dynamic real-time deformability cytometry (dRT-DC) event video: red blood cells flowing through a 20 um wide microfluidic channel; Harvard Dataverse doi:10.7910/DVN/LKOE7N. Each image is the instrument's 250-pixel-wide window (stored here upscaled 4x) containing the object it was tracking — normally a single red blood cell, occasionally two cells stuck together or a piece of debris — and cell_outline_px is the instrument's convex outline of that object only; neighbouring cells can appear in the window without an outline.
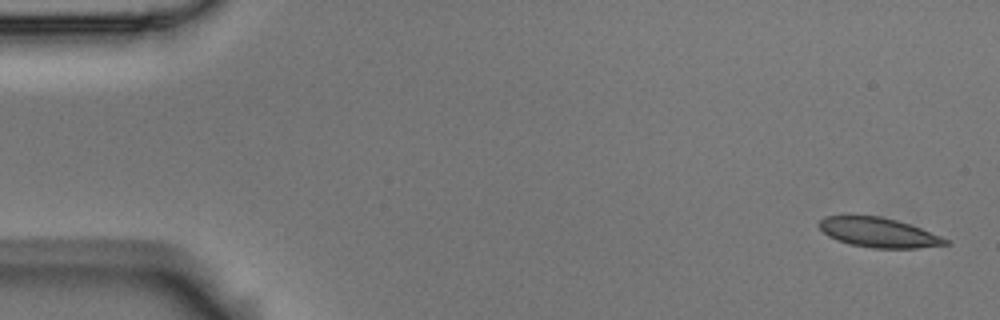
{"species": "Egyptian fruit bat (a non-hibernating species)", "species_latin": "Rousettus aegyptiacus", "temperature_condition": "room temperature", "stored_images_in_passage": 4, "camera_frame_rate_fps": 3000, "um_per_image_px": 0.085, "animal": {"sex": "male"}, "frame": {"image": 1, "passage_image": 1, "time_ms": 0.0, "image_size_px": [1000, 320], "cell_outline_px": [[952, 244], [916, 248], [872, 248], [848, 244], [836, 240], [828, 236], [816, 224], [824, 216], [880, 216], [896, 220], [920, 228], [952, 240]], "centroid_in_image_um": [74.69, 19.78], "position_along_channel_um": 10.3, "area_um2": 21.91}}
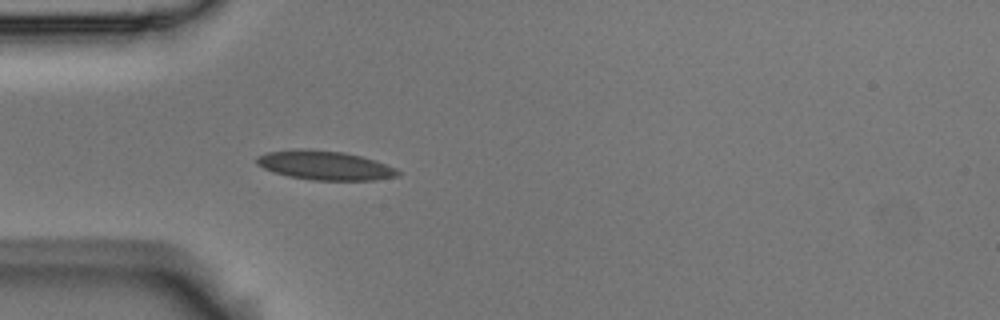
{"frame": {"image": 2, "passage_image": 4, "time_ms": 1.0, "image_size_px": [1000, 320], "cell_outline_px": [[400, 176], [376, 180], [312, 180], [288, 176], [272, 172], [256, 164], [256, 156], [268, 152], [296, 148], [308, 148], [344, 152], [376, 160], [396, 168], [400, 172]], "centroid_in_image_um": [27.6, 14.05], "position_along_channel_um": 57.4, "area_um2": 24.28}}